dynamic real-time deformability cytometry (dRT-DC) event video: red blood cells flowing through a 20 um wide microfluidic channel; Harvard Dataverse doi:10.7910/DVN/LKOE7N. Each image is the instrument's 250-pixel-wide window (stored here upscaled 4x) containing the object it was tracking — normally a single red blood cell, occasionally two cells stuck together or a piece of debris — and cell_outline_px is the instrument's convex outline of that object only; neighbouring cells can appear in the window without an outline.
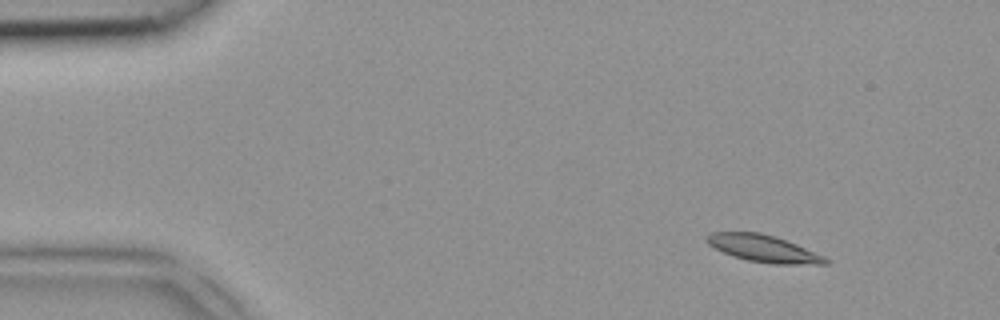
{"species": "common noctule bat (a hibernating species)", "species_latin": "Nyctalus noctula", "temperature_condition": "room temperature", "stored_images_in_passage": 3, "camera_frame_rate_fps": 3000, "um_per_image_px": 0.085, "animal": {"sex": "female", "body_mass_g": 18.4}, "frame": {"image": 1, "passage_image": 1, "time_ms": 0.0, "image_size_px": [1000, 320], "cell_outline_px": [[832, 260], [828, 264], [772, 264], [748, 260], [732, 256], [708, 244], [704, 240], [704, 236], [712, 232], [760, 232], [796, 244], [824, 256]], "centroid_in_image_um": [64.89, 21.13], "position_along_channel_um": 20.1, "area_um2": 18.61}}